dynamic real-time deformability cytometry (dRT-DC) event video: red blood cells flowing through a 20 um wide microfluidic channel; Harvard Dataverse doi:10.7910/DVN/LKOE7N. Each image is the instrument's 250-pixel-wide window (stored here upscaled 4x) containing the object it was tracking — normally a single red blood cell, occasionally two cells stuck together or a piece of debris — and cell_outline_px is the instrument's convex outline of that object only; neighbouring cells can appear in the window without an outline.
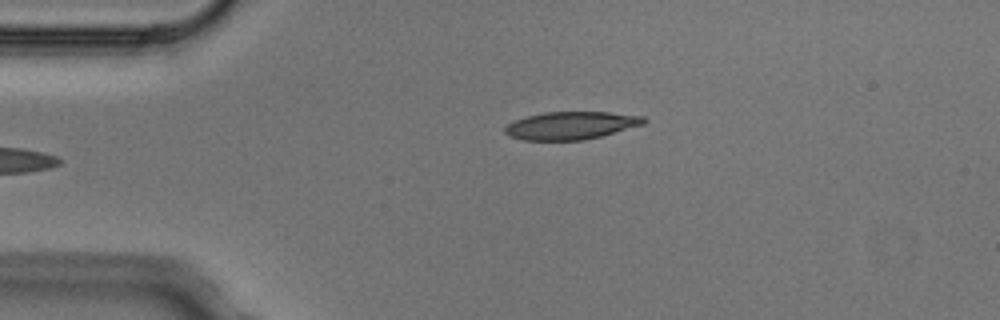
{"species": "Egyptian fruit bat (a non-hibernating species)", "species_latin": "Rousettus aegyptiacus", "temperature_condition": "cold", "stored_images_in_passage": 3, "camera_frame_rate_fps": 3000, "um_per_image_px": 0.085, "animal": {"sex": "male"}, "frame": {"image": 1, "passage_image": 3, "time_ms": 0.667, "image_size_px": [1000, 320], "cell_outline_px": [[648, 120], [644, 124], [600, 136], [584, 140], [524, 140], [508, 136], [504, 132], [504, 128], [512, 120], [544, 112], [608, 112], [644, 116]], "centroid_in_image_um": [48.51, 10.66], "position_along_channel_um": 36.5, "area_um2": 22.48}}